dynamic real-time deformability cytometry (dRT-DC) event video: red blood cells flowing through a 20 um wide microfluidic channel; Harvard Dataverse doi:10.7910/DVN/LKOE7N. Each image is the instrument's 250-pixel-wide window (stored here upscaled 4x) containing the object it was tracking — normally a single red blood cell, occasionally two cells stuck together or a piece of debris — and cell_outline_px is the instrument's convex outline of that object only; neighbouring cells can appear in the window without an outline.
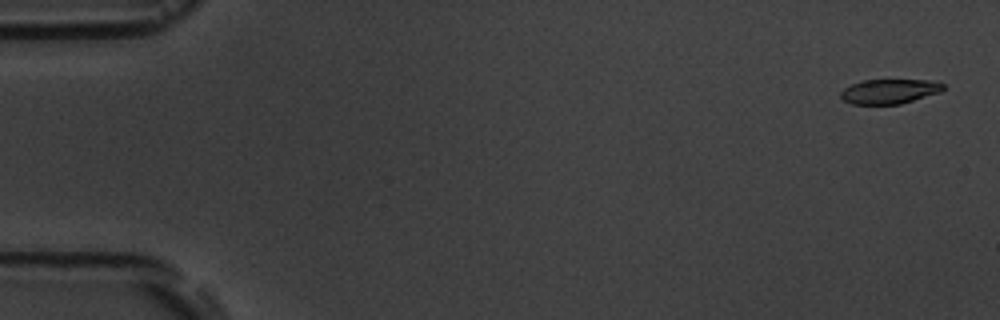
{"species": "common noctule bat (a hibernating species)", "species_latin": "Nyctalus noctula", "temperature_condition": "room temperature", "stored_images_in_passage": 11, "camera_frame_rate_fps": 3000, "um_per_image_px": 0.085, "animal": {"sex": "male", "body_mass_g": 19.5, "forearm_length_mm": 54.6}, "frame": {"image": 1, "passage_image": 1, "time_ms": 0.0, "image_size_px": [1000, 320], "cell_outline_px": [[944, 88], [940, 92], [900, 104], [852, 104], [844, 100], [840, 96], [840, 92], [844, 88], [852, 84], [864, 80], [928, 80], [944, 84]], "centroid_in_image_um": [75.58, 7.77], "position_along_channel_um": 9.4, "area_um2": 14.57}}
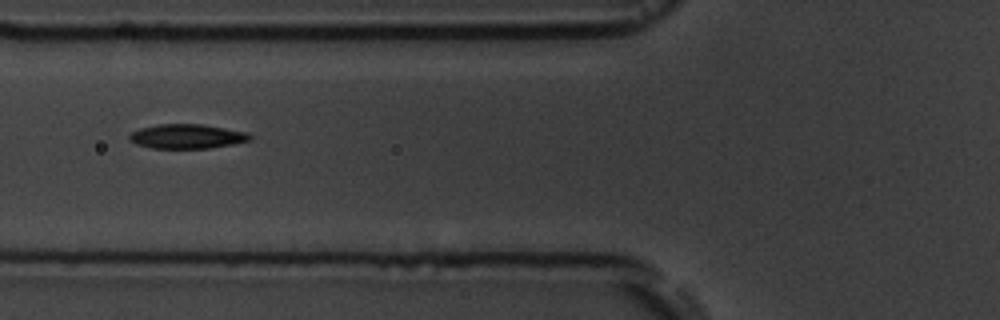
{"frame": {"image": 2, "passage_image": 6, "time_ms": 6.667, "image_size_px": [1000, 320], "cell_outline_px": [[252, 140], [232, 144], [208, 148], [152, 148], [136, 144], [128, 140], [128, 136], [132, 132], [140, 128], [156, 124], [204, 124], [248, 132], [252, 136]], "centroid_in_image_um": [15.89, 11.58], "position_along_channel_um": 109.9, "area_um2": 17.28}}
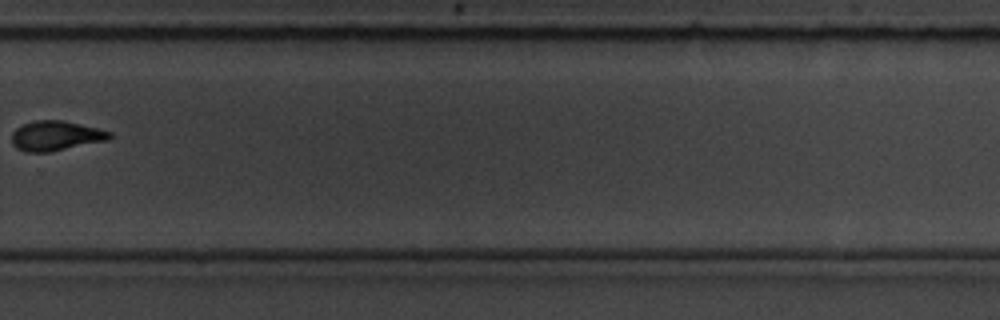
{"frame": {"image": 3, "passage_image": 11, "time_ms": 12.667, "image_size_px": [1000, 320], "cell_outline_px": [[112, 136], [108, 140], [48, 152], [24, 152], [16, 148], [12, 144], [12, 132], [16, 128], [24, 124], [36, 120], [64, 120], [112, 132]], "centroid_in_image_um": [4.72, 11.54], "position_along_channel_um": 325.1, "area_um2": 16.94}}